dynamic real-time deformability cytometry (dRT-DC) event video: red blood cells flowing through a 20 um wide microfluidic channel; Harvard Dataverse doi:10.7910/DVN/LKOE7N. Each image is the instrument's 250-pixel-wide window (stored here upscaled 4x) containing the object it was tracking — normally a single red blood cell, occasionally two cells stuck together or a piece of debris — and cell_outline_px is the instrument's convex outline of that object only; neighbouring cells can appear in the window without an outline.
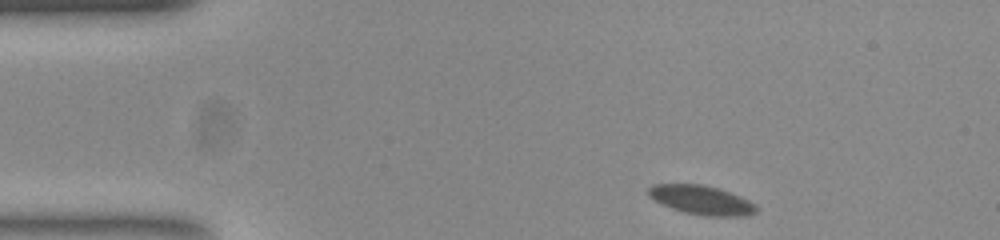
{"species": "common noctule bat (a hibernating species)", "species_latin": "Nyctalus noctula", "temperature_condition": "room temperature", "stored_images_in_passage": 48, "camera_frame_rate_fps": 3000, "um_per_image_px": 0.085, "animal": {"sex": "female", "body_mass_g": 23.0, "forearm_length_mm": 53.4}, "frame": {"image": 1, "passage_image": 1, "time_ms": 0.0, "image_size_px": [1000, 240], "cell_outline_px": [[756, 212], [736, 216], [704, 216], [684, 212], [672, 208], [656, 200], [648, 192], [648, 188], [656, 184], [700, 184], [716, 188], [728, 192], [748, 200], [756, 208]], "centroid_in_image_um": [59.6, 17.0], "position_along_channel_um": 25.4, "area_um2": 17.57}}
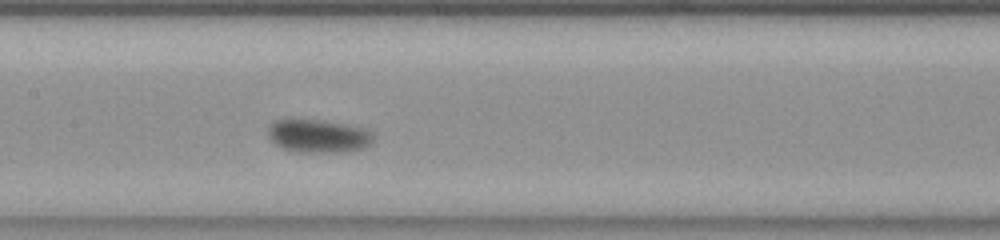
{"frame": {"image": 2, "passage_image": 19, "time_ms": 6.0, "image_size_px": [1000, 240], "cell_outline_px": [[372, 140], [364, 148], [336, 152], [300, 152], [284, 148], [276, 144], [272, 140], [268, 132], [268, 128], [276, 120], [284, 116], [292, 116], [320, 120], [344, 124], [360, 128], [372, 132]], "centroid_in_image_um": [26.97, 11.51], "position_along_channel_um": 180.4, "area_um2": 20.46}}
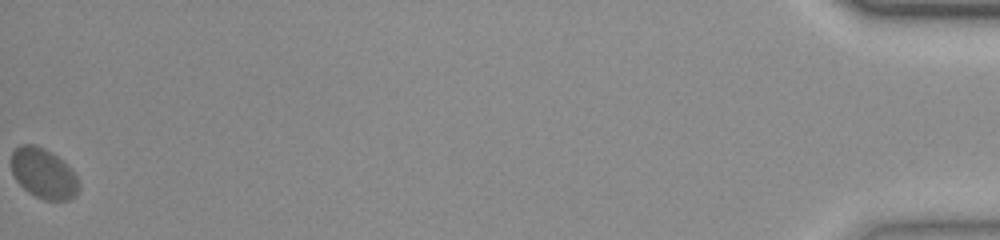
{"frame": {"image": 3, "passage_image": 48, "time_ms": 15.667, "image_size_px": [1000, 240], "cell_outline_px": [[80, 188], [76, 196], [68, 200], [44, 200], [28, 192], [16, 180], [12, 172], [12, 152], [20, 144], [32, 144], [44, 148], [56, 156], [76, 176], [80, 184]], "centroid_in_image_um": [3.69, 14.76], "position_along_channel_um": 431.5, "area_um2": 19.48}, "authors_computed_cell_mechanics": {"area_um2": 18.8717, "velocity_mm_per_s": 3.6867, "shape_relaxation_time_tau1_ms": 2.3189, "shape_relaxation_time_tau2_ms": null, "deformation_change_tau1": 0.0704, "deformation_change_tau2": null}}